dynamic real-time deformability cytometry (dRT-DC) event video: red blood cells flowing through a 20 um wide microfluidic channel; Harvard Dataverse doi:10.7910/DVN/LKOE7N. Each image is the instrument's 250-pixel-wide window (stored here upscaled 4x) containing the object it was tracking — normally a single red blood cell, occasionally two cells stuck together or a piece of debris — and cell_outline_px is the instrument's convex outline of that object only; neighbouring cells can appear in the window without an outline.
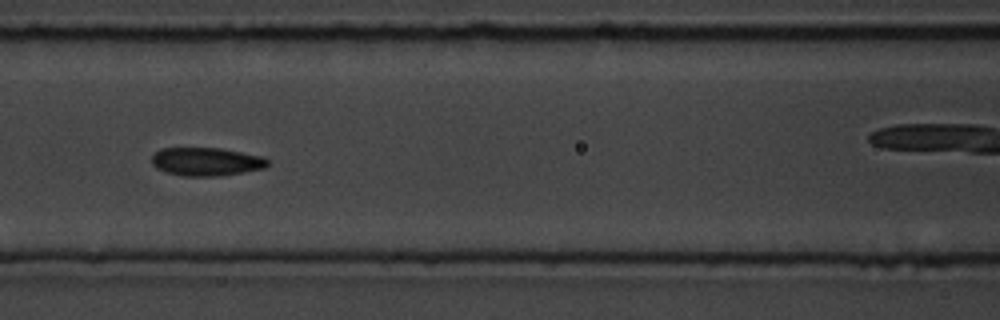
{"species": "common noctule bat (a hibernating species)", "species_latin": "Nyctalus noctula", "temperature_condition": "room temperature", "stored_images_in_passage": 11, "camera_frame_rate_fps": 3000, "um_per_image_px": 0.085, "animal": {"sex": "male", "body_mass_g": 19.5, "forearm_length_mm": 54.6}, "frame": {"image": 1, "passage_image": 7, "time_ms": 7.667, "image_size_px": [1000, 320], "cell_outline_px": [[268, 164], [264, 168], [220, 176], [184, 176], [168, 172], [156, 168], [152, 164], [152, 156], [160, 148], [220, 148], [260, 156], [268, 160]], "centroid_in_image_um": [17.5, 13.74], "position_along_channel_um": 149.1, "area_um2": 18.9}}